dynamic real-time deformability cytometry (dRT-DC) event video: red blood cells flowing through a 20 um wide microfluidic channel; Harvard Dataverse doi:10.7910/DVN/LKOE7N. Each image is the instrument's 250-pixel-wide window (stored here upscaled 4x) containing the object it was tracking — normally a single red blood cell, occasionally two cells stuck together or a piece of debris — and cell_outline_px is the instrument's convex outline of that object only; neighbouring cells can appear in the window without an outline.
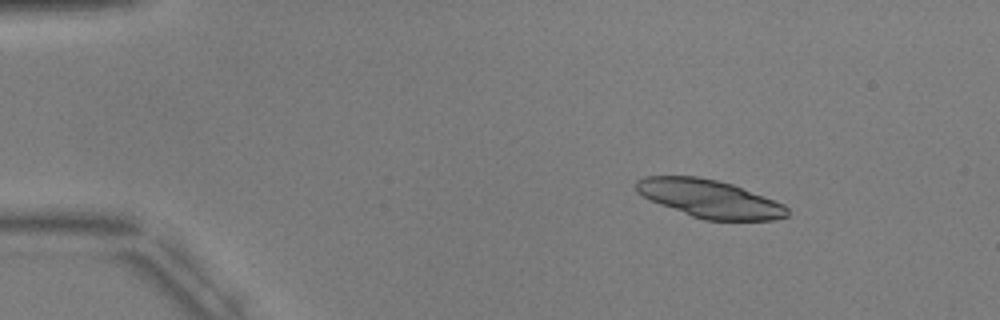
{"species": "common noctule bat (a hibernating species)", "species_latin": "Nyctalus noctula", "temperature_condition": "warm", "stored_images_in_passage": 3, "camera_frame_rate_fps": 3000, "um_per_image_px": 0.085, "animal": {"sex": "male", "body_mass_g": 17.9, "forearm_length_mm": 54.2}, "frame": {"image": 1, "passage_image": 1, "time_ms": 0.0, "image_size_px": [1000, 320], "cell_outline_px": [[788, 216], [776, 220], [704, 220], [692, 216], [660, 204], [636, 192], [636, 180], [644, 176], [696, 176], [716, 180], [732, 184], [784, 204], [788, 208]], "centroid_in_image_um": [60.32, 16.89], "position_along_channel_um": 24.7, "area_um2": 33.12}}